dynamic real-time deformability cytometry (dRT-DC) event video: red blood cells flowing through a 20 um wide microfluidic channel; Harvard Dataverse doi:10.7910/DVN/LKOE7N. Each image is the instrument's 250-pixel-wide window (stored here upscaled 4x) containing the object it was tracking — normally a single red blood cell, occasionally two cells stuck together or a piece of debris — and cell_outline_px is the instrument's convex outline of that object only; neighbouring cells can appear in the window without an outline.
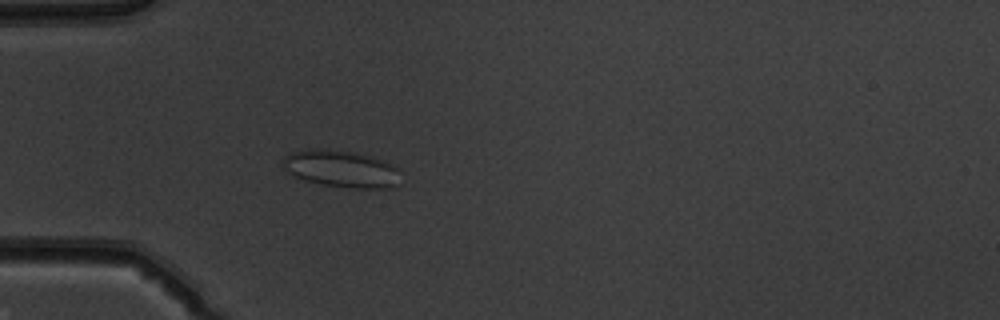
{"species": "common noctule bat (a hibernating species)", "species_latin": "Nyctalus noctula", "temperature_condition": "warm", "stored_images_in_passage": 40, "camera_frame_rate_fps": 3000, "um_per_image_px": 0.085, "animal": {"sex": "male", "body_mass_g": 19.5, "forearm_length_mm": 54.6}, "frame": {"image": 1, "passage_image": 5, "time_ms": 1.333, "image_size_px": [1000, 320], "cell_outline_px": [[400, 184], [388, 188], [352, 188], [324, 184], [304, 180], [288, 172], [284, 168], [280, 160], [284, 156], [292, 152], [308, 148], [328, 148], [356, 152], [372, 156], [400, 168]], "centroid_in_image_um": [29.02, 14.32], "position_along_channel_um": 56.0, "area_um2": 25.84}}
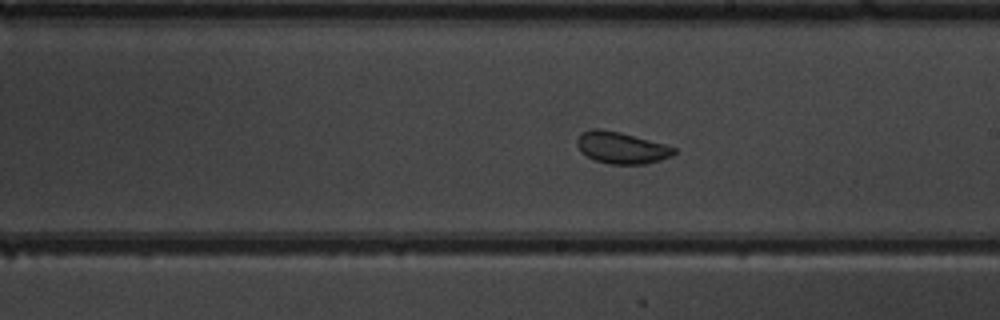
{"frame": {"image": 2, "passage_image": 19, "time_ms": 6.0, "image_size_px": [1000, 320], "cell_outline_px": [[676, 152], [672, 156], [660, 160], [644, 164], [612, 164], [596, 160], [580, 152], [576, 144], [576, 140], [580, 132], [592, 128], [600, 128], [620, 132], [664, 144], [676, 148]], "centroid_in_image_um": [52.79, 12.54], "position_along_channel_um": 236.2, "area_um2": 17.92}}
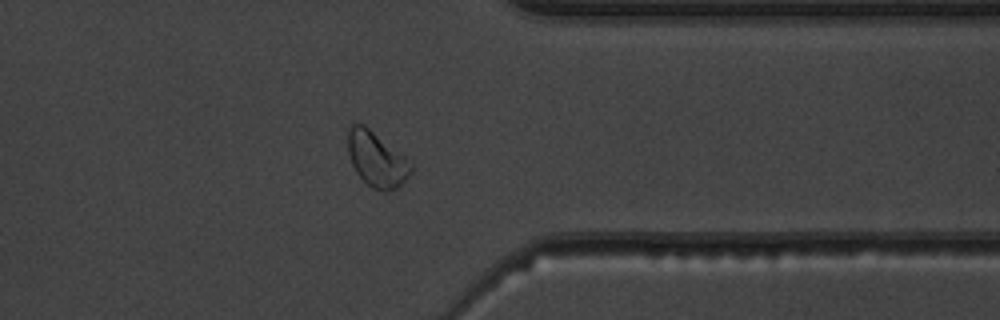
{"frame": {"image": 3, "passage_image": 30, "time_ms": 9.667, "image_size_px": [1000, 320], "cell_outline_px": [[412, 172], [396, 188], [384, 192], [380, 192], [372, 188], [356, 172], [352, 164], [348, 152], [348, 124], [364, 124], [404, 156], [412, 164]], "centroid_in_image_um": [31.99, 13.53], "position_along_channel_um": 379.4, "area_um2": 20.0}, "authors_computed_cell_mechanics": {"area_um2": 19.2474, "velocity_mm_per_s": 4.035, "shape_relaxation_time_tau1_ms": 8.0544, "shape_relaxation_time_tau2_ms": 1.2571, "deformation_change_tau1": 0.1453, "deformation_change_tau2": 0.0658}}